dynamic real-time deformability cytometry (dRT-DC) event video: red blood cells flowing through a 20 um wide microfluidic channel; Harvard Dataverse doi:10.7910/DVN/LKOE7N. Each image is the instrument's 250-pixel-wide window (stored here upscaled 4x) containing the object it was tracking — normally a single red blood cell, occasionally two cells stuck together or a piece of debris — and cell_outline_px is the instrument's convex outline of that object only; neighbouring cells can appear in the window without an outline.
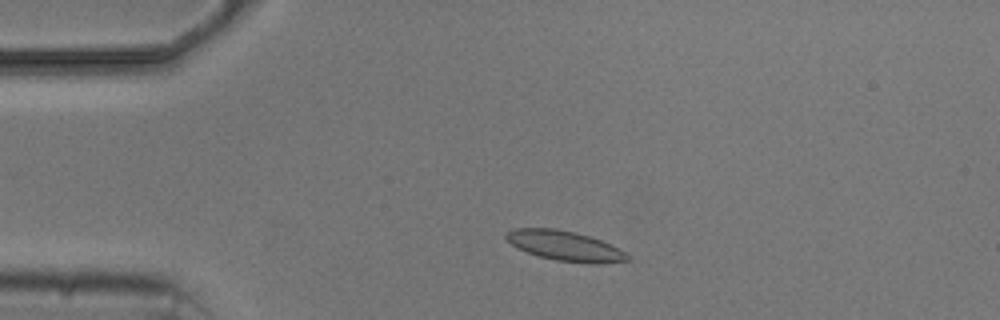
{"species": "common noctule bat (a hibernating species)", "species_latin": "Nyctalus noctula", "temperature_condition": "cold", "stored_images_in_passage": 4, "camera_frame_rate_fps": 3000, "um_per_image_px": 0.085, "animal": {"sex": "male", "body_mass_g": 20.5, "forearm_length_mm": 52.5}, "frame": {"image": 1, "passage_image": 2, "time_ms": 2.0, "image_size_px": [1000, 320], "cell_outline_px": [[632, 260], [600, 264], [592, 264], [556, 260], [540, 256], [516, 248], [504, 236], [508, 232], [516, 228], [556, 228], [576, 232], [600, 240], [632, 256]], "centroid_in_image_um": [48.05, 20.91], "position_along_channel_um": 37.0, "area_um2": 21.04}}
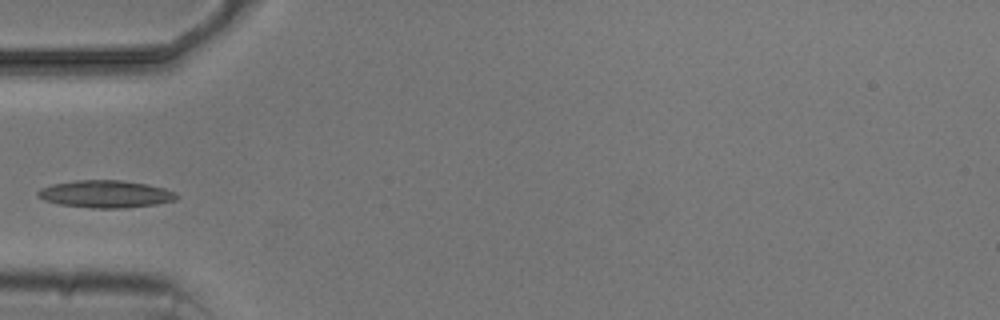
{"frame": {"image": 2, "passage_image": 3, "time_ms": 4.0, "image_size_px": [1000, 320], "cell_outline_px": [[180, 196], [176, 200], [156, 204], [124, 208], [92, 208], [60, 204], [44, 200], [36, 196], [36, 192], [40, 188], [52, 184], [76, 180], [120, 180], [148, 184], [164, 188], [176, 192]], "centroid_in_image_um": [8.98, 16.49], "position_along_channel_um": 76.0, "area_um2": 22.25}}
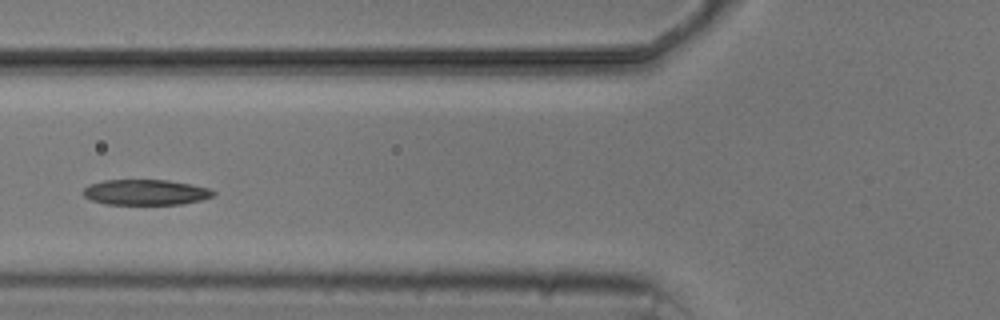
{"frame": {"image": 3, "passage_image": 4, "time_ms": 5.0, "image_size_px": [1000, 320], "cell_outline_px": [[216, 192], [212, 196], [200, 200], [180, 204], [104, 204], [92, 200], [84, 196], [80, 192], [88, 184], [104, 180], [168, 180], [192, 184], [212, 188]], "centroid_in_image_um": [12.36, 16.33], "position_along_channel_um": 113.4, "area_um2": 19.48}}